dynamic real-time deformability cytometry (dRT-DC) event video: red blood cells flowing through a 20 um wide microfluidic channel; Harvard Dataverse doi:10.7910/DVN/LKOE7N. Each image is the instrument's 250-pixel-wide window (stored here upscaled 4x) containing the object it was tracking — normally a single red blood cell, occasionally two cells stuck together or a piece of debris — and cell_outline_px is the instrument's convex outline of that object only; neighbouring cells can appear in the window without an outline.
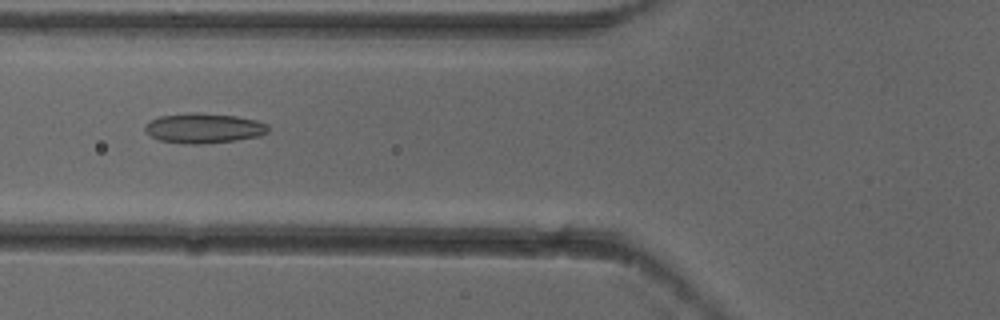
{"species": "common noctule bat (a hibernating species)", "species_latin": "Nyctalus noctula", "temperature_condition": "cold", "stored_images_in_passage": 5, "camera_frame_rate_fps": 3000, "um_per_image_px": 0.085, "animal": {"sex": "female"}, "frame": {"image": 1, "passage_image": 2, "time_ms": 0.333, "image_size_px": [1000, 320], "cell_outline_px": [[268, 132], [260, 136], [236, 140], [204, 144], [184, 144], [160, 140], [152, 136], [144, 128], [152, 120], [160, 116], [188, 112], [196, 112], [236, 116], [256, 120], [268, 124]], "centroid_in_image_um": [17.36, 10.89], "position_along_channel_um": 108.4, "area_um2": 21.44}}
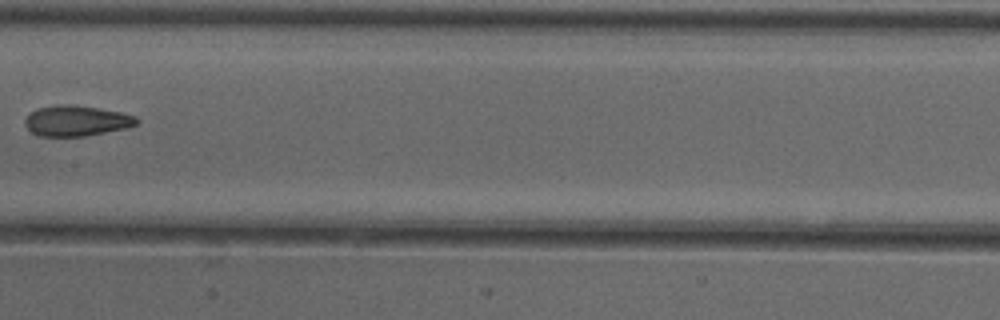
{"frame": {"image": 2, "passage_image": 4, "time_ms": 1.0, "image_size_px": [1000, 320], "cell_outline_px": [[140, 120], [136, 124], [128, 128], [84, 136], [40, 136], [32, 132], [24, 124], [24, 120], [36, 108], [56, 104], [72, 104], [120, 112], [136, 116]], "centroid_in_image_um": [6.5, 10.26], "position_along_channel_um": 200.9, "area_um2": 19.88}}
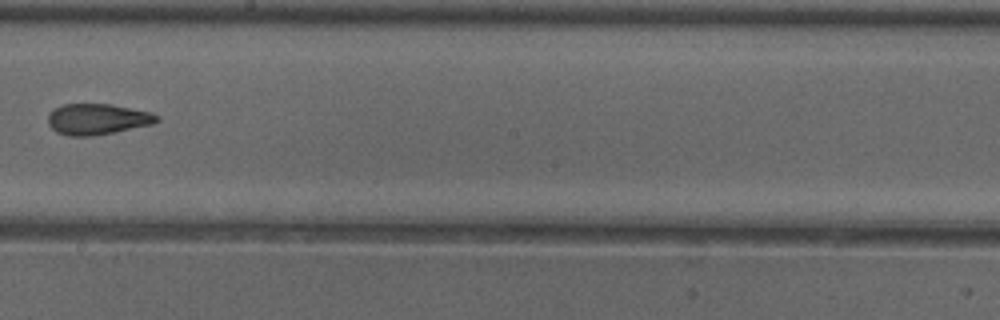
{"frame": {"image": 3, "passage_image": 5, "time_ms": 1.333, "image_size_px": [1000, 320], "cell_outline_px": [[160, 120], [152, 124], [92, 136], [68, 136], [56, 132], [48, 124], [48, 116], [56, 108], [64, 104], [112, 104], [152, 112], [160, 116]], "centroid_in_image_um": [8.3, 10.12], "position_along_channel_um": 239.9, "area_um2": 19.54}}